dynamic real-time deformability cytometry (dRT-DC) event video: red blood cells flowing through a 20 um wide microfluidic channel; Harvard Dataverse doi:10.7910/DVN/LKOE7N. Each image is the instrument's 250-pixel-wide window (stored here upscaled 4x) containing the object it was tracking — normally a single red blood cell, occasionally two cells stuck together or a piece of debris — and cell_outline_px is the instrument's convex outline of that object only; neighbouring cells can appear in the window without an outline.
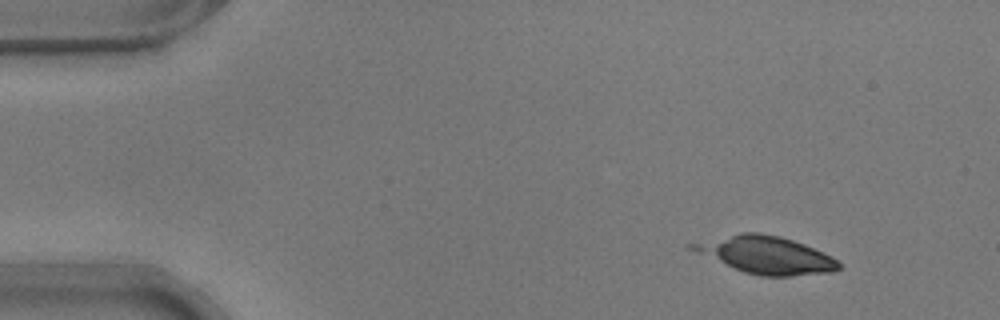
{"species": "common noctule bat (a hibernating species)", "species_latin": "Nyctalus noctula", "temperature_condition": "warm", "stored_images_in_passage": 2, "camera_frame_rate_fps": 3000, "um_per_image_px": 0.085, "animal": {"sex": "male", "body_mass_g": 17.9}, "frame": {"image": 1, "passage_image": 2, "time_ms": 0.333, "image_size_px": [1000, 320], "cell_outline_px": [[840, 268], [832, 272], [792, 276], [760, 276], [744, 272], [688, 248], [684, 244], [740, 232], [760, 232], [780, 236], [804, 244], [832, 256], [840, 264]], "centroid_in_image_um": [65.09, 21.65], "position_along_channel_um": 19.9, "area_um2": 31.73}}